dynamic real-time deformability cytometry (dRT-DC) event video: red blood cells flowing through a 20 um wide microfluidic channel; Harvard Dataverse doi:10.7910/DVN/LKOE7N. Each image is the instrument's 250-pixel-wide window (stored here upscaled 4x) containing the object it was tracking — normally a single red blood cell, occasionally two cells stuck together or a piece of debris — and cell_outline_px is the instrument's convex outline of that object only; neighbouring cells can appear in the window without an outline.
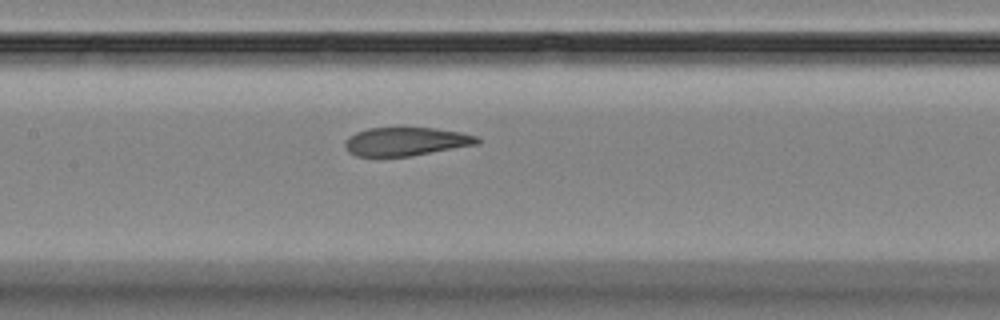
{"species": "Egyptian fruit bat (a non-hibernating species)", "species_latin": "Rousettus aegyptiacus", "temperature_condition": "room temperature", "stored_images_in_passage": 8, "camera_frame_rate_fps": 3000, "um_per_image_px": 0.085, "animal": {"sex": "female"}, "frame": {"image": 1, "passage_image": 8, "time_ms": 9.0, "image_size_px": [1000, 320], "cell_outline_px": [[480, 144], [408, 156], [356, 156], [348, 152], [344, 144], [344, 140], [348, 136], [356, 132], [368, 128], [432, 128], [460, 132], [480, 136]], "centroid_in_image_um": [34.51, 12.02], "position_along_channel_um": 172.9, "area_um2": 21.96}}